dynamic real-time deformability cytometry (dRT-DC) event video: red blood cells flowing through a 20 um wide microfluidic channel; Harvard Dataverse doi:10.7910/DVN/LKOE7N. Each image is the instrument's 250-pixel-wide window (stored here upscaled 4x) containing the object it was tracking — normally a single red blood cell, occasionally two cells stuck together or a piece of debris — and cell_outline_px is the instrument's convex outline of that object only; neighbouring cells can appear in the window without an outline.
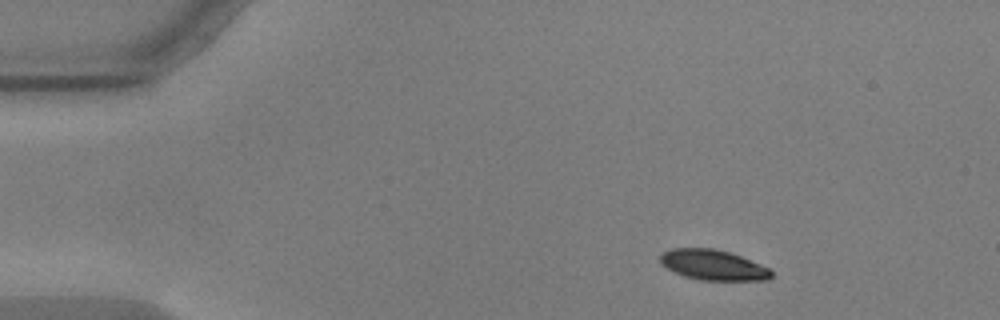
{"species": "common noctule bat (a hibernating species)", "species_latin": "Nyctalus noctula", "temperature_condition": "warm", "stored_images_in_passage": 55, "camera_frame_rate_fps": 3000, "um_per_image_px": 0.085, "animal": {"sex": "male", "body_mass_g": 17.9, "forearm_length_mm": 54.2}, "frame": {"image": 1, "passage_image": 7, "time_ms": 2.0, "image_size_px": [1000, 320], "cell_outline_px": [[772, 276], [768, 280], [700, 280], [684, 276], [660, 264], [660, 256], [664, 252], [672, 248], [712, 248], [728, 252], [740, 256], [760, 264], [768, 268], [772, 272]], "centroid_in_image_um": [60.61, 22.52], "position_along_channel_um": 24.4, "area_um2": 19.42}}
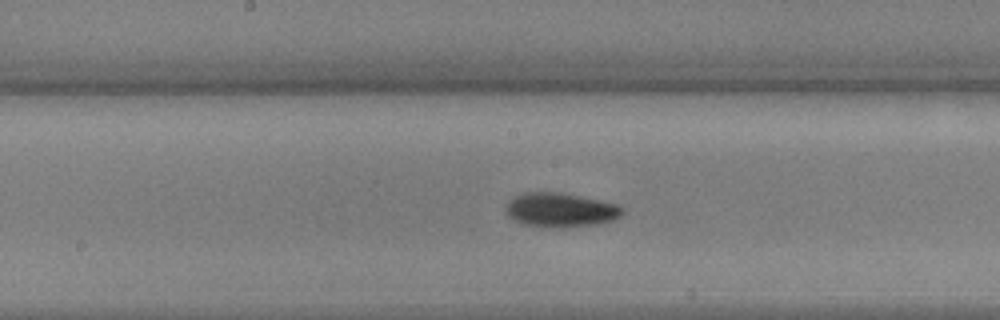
{"frame": {"image": 2, "passage_image": 28, "time_ms": 9.0, "image_size_px": [1000, 320], "cell_outline_px": [[624, 212], [620, 216], [612, 220], [596, 224], [568, 228], [544, 228], [520, 224], [508, 216], [508, 200], [512, 196], [524, 192], [560, 192], [600, 200], [616, 204]], "centroid_in_image_um": [47.6, 17.86], "position_along_channel_um": 200.6, "area_um2": 23.47}}
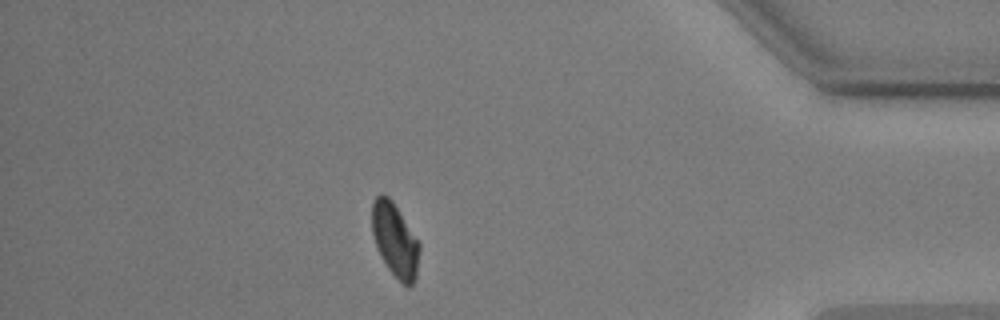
{"frame": {"image": 3, "passage_image": 48, "time_ms": 15.667, "image_size_px": [1000, 320], "cell_outline_px": [[420, 248], [416, 276], [412, 284], [408, 288], [388, 268], [380, 256], [376, 248], [372, 232], [372, 200], [380, 192], [388, 196], [392, 200], [420, 244]], "centroid_in_image_um": [33.55, 20.37], "position_along_channel_um": 401.7, "area_um2": 20.29}, "authors_computed_cell_mechanics": {"area_um2": 20.808, "velocity_mm_per_s": 3.5862, "shape_relaxation_time_tau1_ms": 2.1485, "shape_relaxation_time_tau2_ms": 7.5461, "deformation_change_tau1": 0.123, "deformation_change_tau2": 0.0763}}